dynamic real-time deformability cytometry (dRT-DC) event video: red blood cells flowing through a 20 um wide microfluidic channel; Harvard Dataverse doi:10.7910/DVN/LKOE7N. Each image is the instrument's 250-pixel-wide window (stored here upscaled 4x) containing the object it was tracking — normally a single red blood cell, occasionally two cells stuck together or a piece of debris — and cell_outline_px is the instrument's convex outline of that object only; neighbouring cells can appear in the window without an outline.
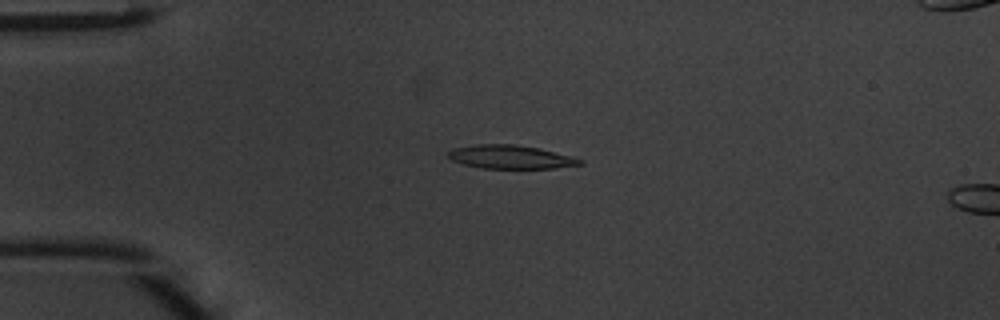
{"species": "common noctule bat (a hibernating species)", "species_latin": "Nyctalus noctula", "temperature_condition": "warm", "stored_images_in_passage": 47, "camera_frame_rate_fps": 3000, "um_per_image_px": 0.085, "animal": {"sex": "male", "body_mass_g": 20.1, "forearm_length_mm": 53.5}, "frame": {"image": 1, "passage_image": 11, "time_ms": 3.333, "image_size_px": [1000, 320], "cell_outline_px": [[584, 164], [552, 168], [480, 168], [464, 164], [452, 160], [448, 156], [448, 152], [452, 148], [476, 144], [516, 144], [540, 148], [572, 156], [584, 160]], "centroid_in_image_um": [43.41, 13.33], "position_along_channel_um": 41.6, "area_um2": 18.15}}
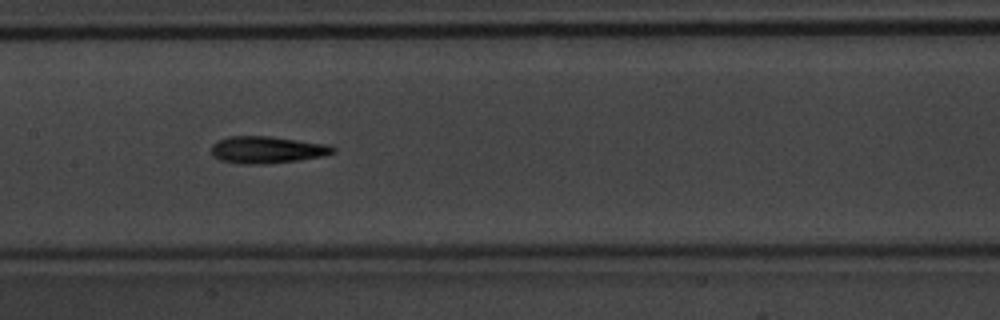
{"frame": {"image": 2, "passage_image": 23, "time_ms": 7.333, "image_size_px": [1000, 320], "cell_outline_px": [[336, 152], [324, 156], [296, 160], [260, 164], [240, 164], [220, 160], [212, 156], [212, 144], [216, 140], [228, 136], [272, 136], [324, 144], [336, 148]], "centroid_in_image_um": [22.65, 12.72], "position_along_channel_um": 184.7, "area_um2": 19.13}}
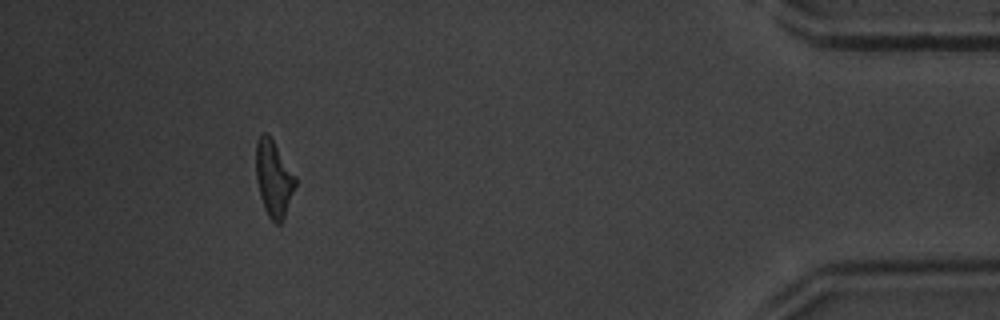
{"frame": {"image": 3, "passage_image": 43, "time_ms": 14.0, "image_size_px": [1000, 320], "cell_outline_px": [[296, 184], [284, 220], [280, 224], [276, 224], [268, 216], [264, 208], [260, 196], [256, 180], [256, 140], [260, 132], [264, 132], [272, 140], [296, 176]], "centroid_in_image_um": [23.25, 15.2], "position_along_channel_um": 411.9, "area_um2": 17.51}, "authors_computed_cell_mechanics": {"area_um2": 17.9758, "velocity_mm_per_s": 4.2557, "shape_relaxation_time_tau1_ms": 3.4887, "shape_relaxation_time_tau2_ms": 3.6596, "deformation_change_tau1": 0.1923, "deformation_change_tau2": 0.1512}}